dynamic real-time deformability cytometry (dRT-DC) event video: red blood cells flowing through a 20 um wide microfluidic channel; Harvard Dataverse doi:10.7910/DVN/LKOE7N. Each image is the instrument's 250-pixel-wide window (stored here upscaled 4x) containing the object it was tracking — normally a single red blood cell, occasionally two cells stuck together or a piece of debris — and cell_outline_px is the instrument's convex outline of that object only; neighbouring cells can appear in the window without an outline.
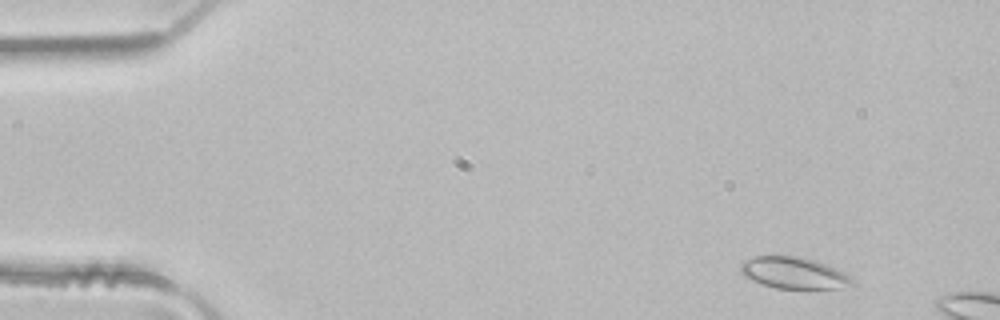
{"species": "common noctule bat (a hibernating species)", "species_latin": "Nyctalus noctula", "temperature_condition": "room temperature", "stored_images_in_passage": 4, "camera_frame_rate_fps": 3000, "um_per_image_px": 0.085, "animal": {"sex": "male", "body_mass_g": 21.5, "forearm_length_mm": 52.0}, "frame": {"image": 1, "passage_image": 1, "time_ms": 0.0, "image_size_px": [1000, 320], "cell_outline_px": [[856, 284], [840, 288], [776, 288], [752, 280], [744, 276], [740, 272], [740, 264], [744, 260], [756, 256], [796, 256], [816, 260], [836, 268], [844, 272]], "centroid_in_image_um": [67.47, 23.19], "position_along_channel_um": 17.5, "area_um2": 20.4}}